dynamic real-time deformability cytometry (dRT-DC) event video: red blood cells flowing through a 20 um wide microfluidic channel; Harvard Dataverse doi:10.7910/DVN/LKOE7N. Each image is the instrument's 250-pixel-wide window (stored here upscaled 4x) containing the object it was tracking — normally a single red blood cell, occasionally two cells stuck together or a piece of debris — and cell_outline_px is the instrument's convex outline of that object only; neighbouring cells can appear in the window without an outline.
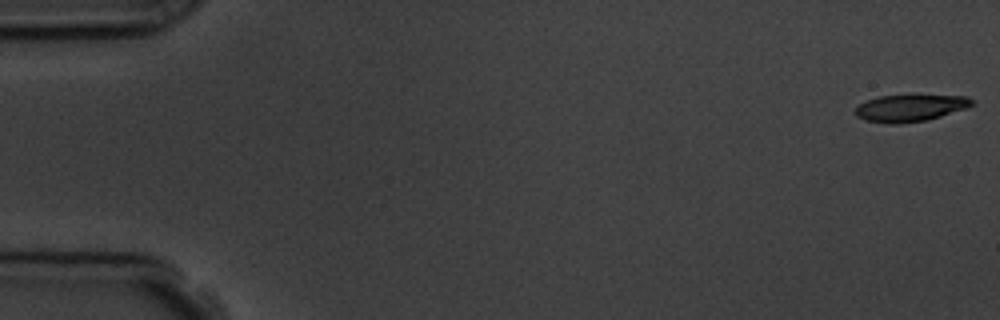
{"species": "common noctule bat (a hibernating species)", "species_latin": "Nyctalus noctula", "temperature_condition": "room temperature", "stored_images_in_passage": 4, "camera_frame_rate_fps": 3000, "um_per_image_px": 0.085, "animal": {"sex": "male", "body_mass_g": 19.5, "forearm_length_mm": 54.6}, "frame": {"image": 1, "passage_image": 1, "time_ms": 0.0, "image_size_px": [1000, 320], "cell_outline_px": [[976, 104], [940, 116], [924, 120], [896, 124], [892, 124], [864, 120], [856, 116], [856, 108], [860, 104], [868, 100], [880, 96], [912, 92], [968, 96]], "centroid_in_image_um": [77.4, 9.11], "position_along_channel_um": 7.6, "area_um2": 19.02}}
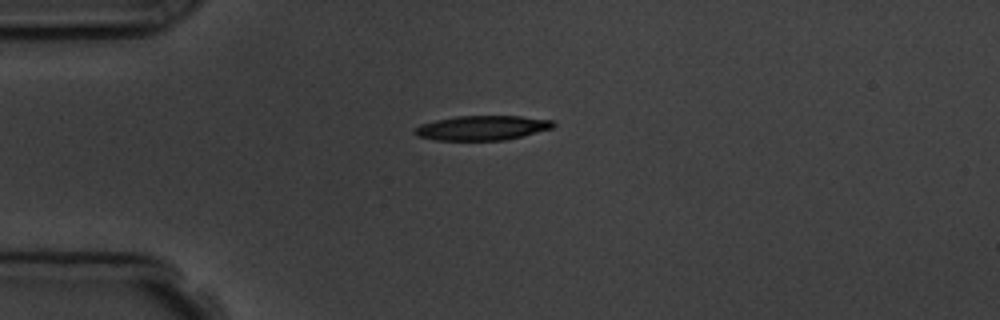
{"frame": {"image": 2, "passage_image": 4, "time_ms": 4.333, "image_size_px": [1000, 320], "cell_outline_px": [[556, 124], [552, 128], [504, 140], [436, 140], [416, 136], [412, 132], [420, 124], [436, 120], [456, 116], [520, 116], [552, 120]], "centroid_in_image_um": [40.94, 10.86], "position_along_channel_um": 44.1, "area_um2": 19.71}}